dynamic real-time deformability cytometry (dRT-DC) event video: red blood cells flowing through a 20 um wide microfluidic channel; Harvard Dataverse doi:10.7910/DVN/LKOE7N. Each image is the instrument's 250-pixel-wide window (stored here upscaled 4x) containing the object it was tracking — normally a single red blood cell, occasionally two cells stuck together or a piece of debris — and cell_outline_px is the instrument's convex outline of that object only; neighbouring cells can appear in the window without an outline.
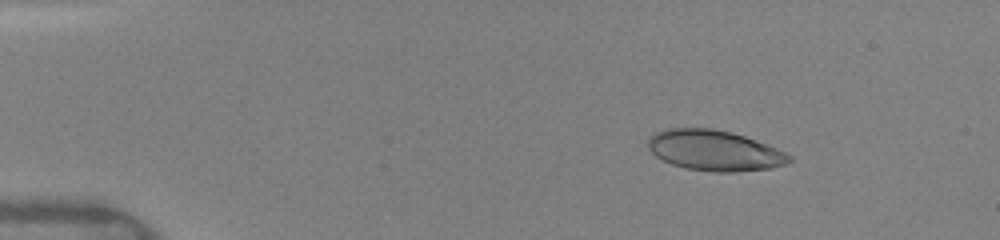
{"species": "human", "species_latin": "Homo sapiens", "temperature_condition": "warm", "stored_images_in_passage": 46, "camera_frame_rate_fps": 3000, "um_per_image_px": 0.085, "donor": {"sex": "female"}, "frame": {"image": 1, "passage_image": 4, "time_ms": 1.0, "image_size_px": [1000, 240], "cell_outline_px": [[792, 160], [784, 164], [772, 168], [736, 172], [712, 172], [684, 168], [672, 164], [656, 156], [648, 148], [648, 136], [656, 132], [668, 128], [712, 128], [732, 132], [744, 136], [776, 148], [792, 156]], "centroid_in_image_um": [60.71, 12.79], "position_along_channel_um": 24.3, "area_um2": 33.35}}
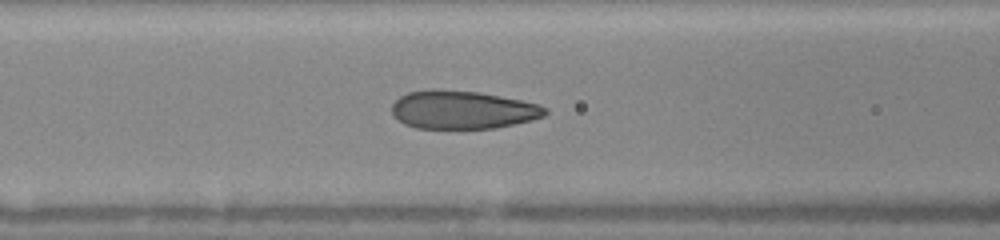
{"frame": {"image": 2, "passage_image": 18, "time_ms": 5.667, "image_size_px": [1000, 240], "cell_outline_px": [[548, 112], [544, 116], [532, 120], [496, 128], [416, 128], [404, 124], [392, 112], [392, 104], [400, 96], [408, 92], [428, 88], [436, 88], [480, 92], [540, 104], [548, 108]], "centroid_in_image_um": [39.33, 9.31], "position_along_channel_um": 127.3, "area_um2": 34.39}}
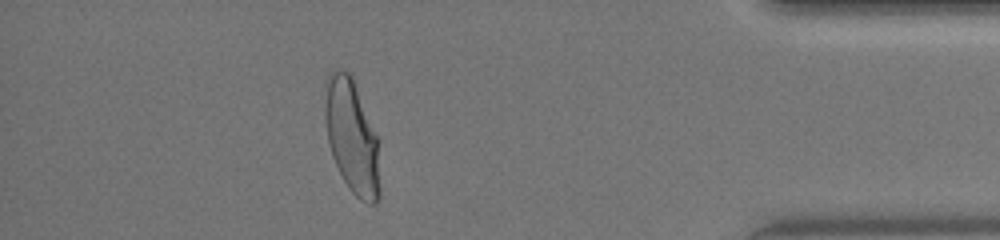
{"frame": {"image": 3, "passage_image": 41, "time_ms": 13.333, "image_size_px": [1000, 240], "cell_outline_px": [[380, 196], [376, 204], [368, 204], [360, 200], [348, 188], [332, 156], [328, 144], [324, 120], [324, 80], [336, 68], [340, 68], [348, 72], [352, 76], [380, 140]], "centroid_in_image_um": [29.93, 11.6], "position_along_channel_um": 405.3, "area_um2": 37.69}, "authors_computed_cell_mechanics": {"area_um2": 34.2176, "velocity_mm_per_s": 4.0981, "shape_relaxation_time_tau1_ms": 4.5593, "shape_relaxation_time_tau2_ms": null, "deformation_change_tau1": 0.1719, "deformation_change_tau2": null}}